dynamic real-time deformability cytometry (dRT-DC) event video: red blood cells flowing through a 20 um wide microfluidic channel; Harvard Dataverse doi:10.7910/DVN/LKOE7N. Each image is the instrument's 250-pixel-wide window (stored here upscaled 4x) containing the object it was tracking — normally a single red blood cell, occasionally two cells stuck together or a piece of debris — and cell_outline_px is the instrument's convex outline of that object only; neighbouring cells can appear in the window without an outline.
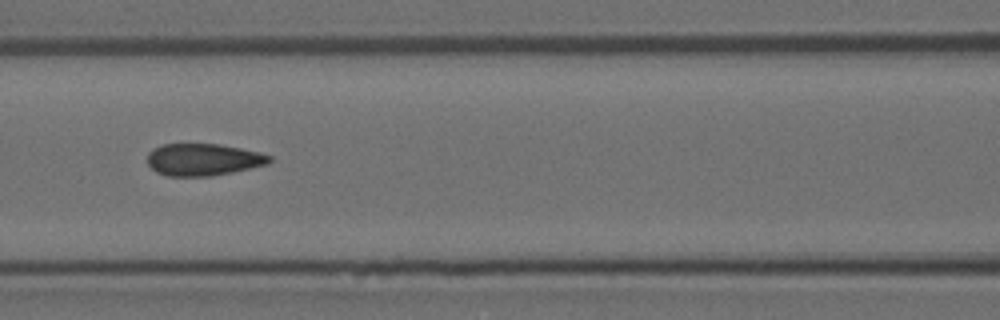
{"species": "Egyptian fruit bat (a non-hibernating species)", "species_latin": "Rousettus aegyptiacus", "temperature_condition": "room temperature", "stored_images_in_passage": 9, "camera_frame_rate_fps": 3000, "um_per_image_px": 0.085, "animal": {"sex": "female"}, "frame": {"image": 1, "passage_image": 6, "time_ms": 1.667, "image_size_px": [1000, 320], "cell_outline_px": [[272, 160], [268, 164], [232, 172], [212, 176], [168, 176], [156, 172], [148, 164], [148, 152], [152, 148], [164, 144], [220, 144], [260, 152], [272, 156]], "centroid_in_image_um": [17.28, 13.56], "position_along_channel_um": 149.3, "area_um2": 22.89}}
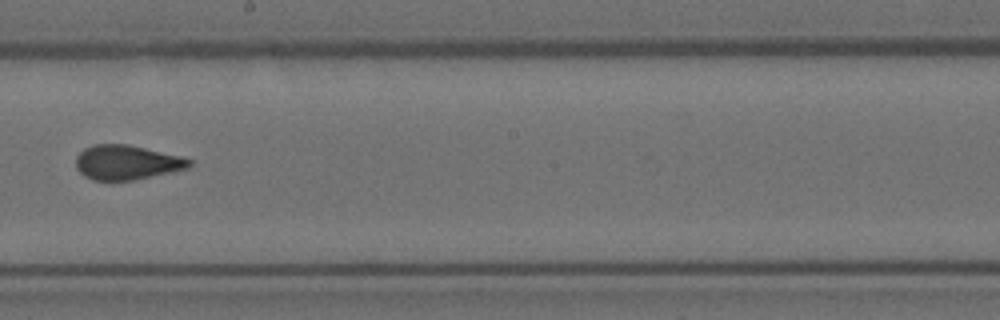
{"frame": {"image": 2, "passage_image": 8, "time_ms": 2.333, "image_size_px": [1000, 320], "cell_outline_px": [[192, 164], [188, 168], [172, 172], [136, 180], [92, 180], [84, 176], [76, 168], [76, 156], [84, 148], [96, 144], [128, 144], [180, 156], [192, 160]], "centroid_in_image_um": [10.77, 13.81], "position_along_channel_um": 237.4, "area_um2": 22.89}}
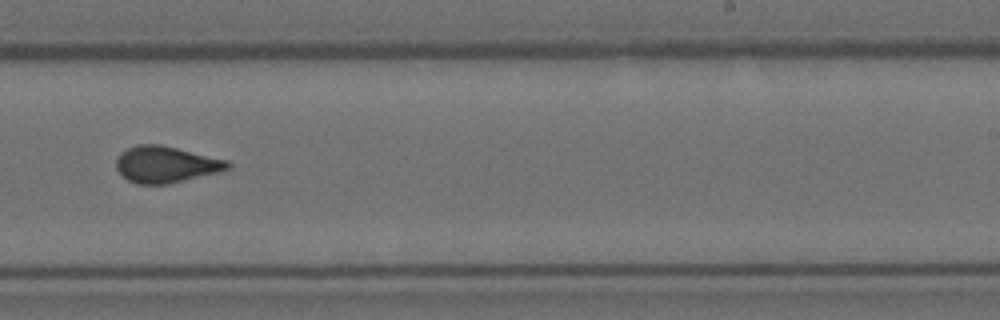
{"frame": {"image": 3, "passage_image": 9, "time_ms": 2.667, "image_size_px": [1000, 320], "cell_outline_px": [[232, 164], [228, 168], [220, 172], [168, 184], [136, 184], [128, 180], [116, 168], [116, 160], [128, 148], [136, 144], [160, 144], [228, 160]], "centroid_in_image_um": [14.12, 13.98], "position_along_channel_um": 274.9, "area_um2": 23.52}}